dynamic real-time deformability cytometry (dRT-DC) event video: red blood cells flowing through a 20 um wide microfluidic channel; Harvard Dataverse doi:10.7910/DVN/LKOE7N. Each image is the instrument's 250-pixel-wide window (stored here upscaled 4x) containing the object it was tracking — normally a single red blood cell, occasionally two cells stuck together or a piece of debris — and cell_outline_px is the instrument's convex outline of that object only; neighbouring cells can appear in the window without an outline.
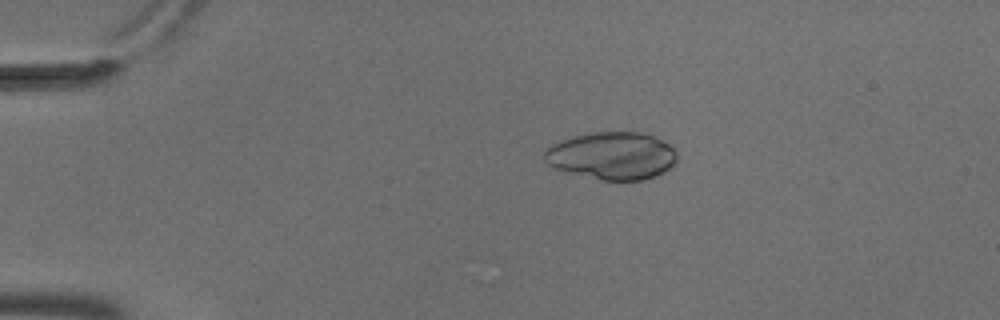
{"species": "common noctule bat (a hibernating species)", "species_latin": "Nyctalus noctula", "temperature_condition": "cold", "stored_images_in_passage": 6, "camera_frame_rate_fps": 3000, "um_per_image_px": 0.085, "animal": {"sex": "male", "body_mass_g": 18.8}, "frame": {"image": 1, "passage_image": 4, "time_ms": 1.0, "image_size_px": [1000, 320], "cell_outline_px": [[676, 160], [664, 172], [656, 176], [644, 180], [604, 180], [556, 168], [548, 164], [544, 160], [544, 148], [560, 140], [572, 136], [592, 132], [644, 132], [668, 144], [676, 152]], "centroid_in_image_um": [52.0, 13.22], "position_along_channel_um": 33.0, "area_um2": 36.47}}